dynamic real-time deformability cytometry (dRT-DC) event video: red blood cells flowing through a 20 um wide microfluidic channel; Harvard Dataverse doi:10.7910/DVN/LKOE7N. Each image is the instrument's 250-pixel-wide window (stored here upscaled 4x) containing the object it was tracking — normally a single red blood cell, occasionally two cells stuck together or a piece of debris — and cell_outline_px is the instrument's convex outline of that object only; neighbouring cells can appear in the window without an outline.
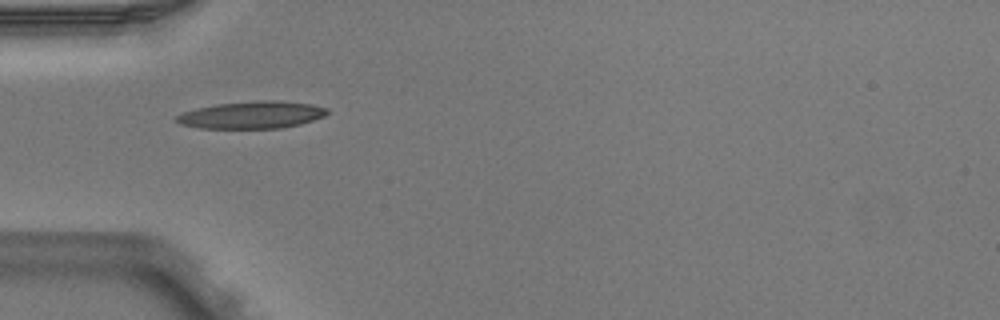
{"species": "Egyptian fruit bat (a non-hibernating species)", "species_latin": "Rousettus aegyptiacus", "temperature_condition": "warm", "stored_images_in_passage": 4, "camera_frame_rate_fps": 3000, "um_per_image_px": 0.085, "animal": {"sex": "male"}, "frame": {"image": 1, "passage_image": 4, "time_ms": 1.0, "image_size_px": [1000, 320], "cell_outline_px": [[328, 112], [324, 116], [300, 124], [280, 128], [200, 128], [180, 124], [176, 120], [176, 116], [184, 112], [196, 108], [216, 104], [256, 100], [280, 100], [312, 104], [328, 108]], "centroid_in_image_um": [21.42, 9.75], "position_along_channel_um": 63.6, "area_um2": 23.93}}